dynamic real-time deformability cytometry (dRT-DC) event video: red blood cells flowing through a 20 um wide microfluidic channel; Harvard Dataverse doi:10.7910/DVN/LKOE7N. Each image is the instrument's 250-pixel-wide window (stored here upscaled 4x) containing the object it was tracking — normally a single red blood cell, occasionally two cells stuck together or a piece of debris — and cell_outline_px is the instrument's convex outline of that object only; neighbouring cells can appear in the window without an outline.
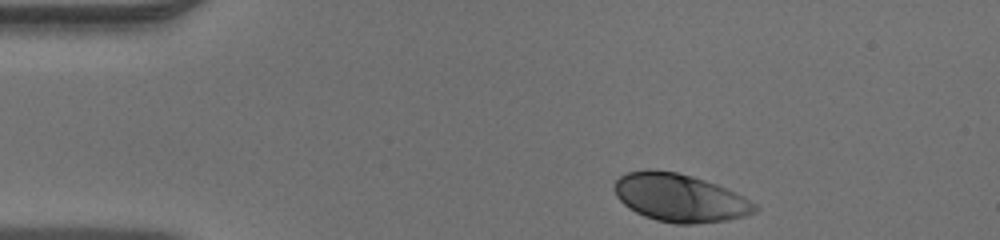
{"species": "human", "species_latin": "Homo sapiens", "temperature_condition": "warm", "stored_images_in_passage": 34, "camera_frame_rate_fps": 3000, "um_per_image_px": 0.085, "donor": {"sex": "male"}, "frame": {"image": 1, "passage_image": 1, "time_ms": 0.0, "image_size_px": [1000, 240], "cell_outline_px": [[760, 208], [756, 212], [744, 216], [724, 220], [692, 224], [676, 224], [656, 220], [644, 216], [628, 208], [616, 196], [612, 188], [616, 180], [620, 176], [628, 172], [644, 168], [648, 168], [676, 172], [692, 176], [716, 184], [744, 196], [756, 204]], "centroid_in_image_um": [57.75, 16.8], "position_along_channel_um": 27.2, "area_um2": 39.42}}
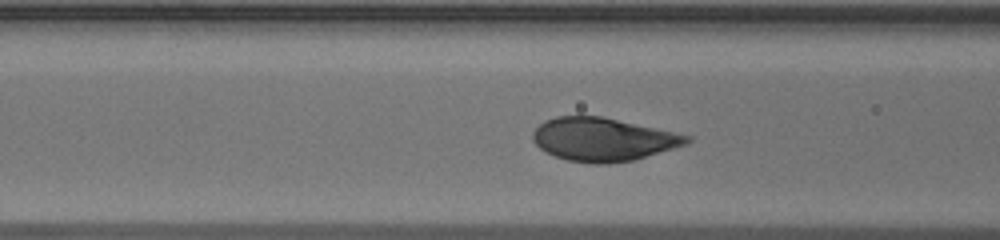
{"frame": {"image": 2, "passage_image": 12, "time_ms": 3.667, "image_size_px": [1000, 240], "cell_outline_px": [[692, 140], [688, 144], [636, 160], [608, 164], [592, 164], [568, 160], [544, 152], [532, 140], [532, 132], [544, 120], [556, 116], [604, 116], [692, 136]], "centroid_in_image_um": [51.28, 11.85], "position_along_channel_um": 115.3, "area_um2": 39.25}}
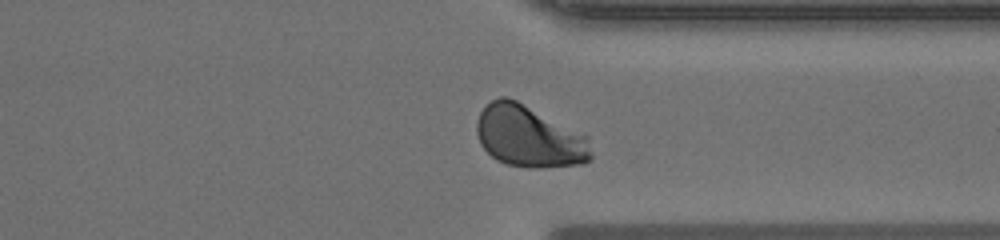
{"frame": {"image": 3, "passage_image": 30, "time_ms": 9.667, "image_size_px": [1000, 240], "cell_outline_px": [[592, 160], [584, 164], [536, 168], [528, 168], [508, 164], [496, 160], [480, 144], [476, 132], [476, 124], [480, 112], [492, 100], [500, 96], [508, 96], [588, 136], [592, 156]], "centroid_in_image_um": [44.98, 11.62], "position_along_channel_um": 366.4, "area_um2": 41.15}}